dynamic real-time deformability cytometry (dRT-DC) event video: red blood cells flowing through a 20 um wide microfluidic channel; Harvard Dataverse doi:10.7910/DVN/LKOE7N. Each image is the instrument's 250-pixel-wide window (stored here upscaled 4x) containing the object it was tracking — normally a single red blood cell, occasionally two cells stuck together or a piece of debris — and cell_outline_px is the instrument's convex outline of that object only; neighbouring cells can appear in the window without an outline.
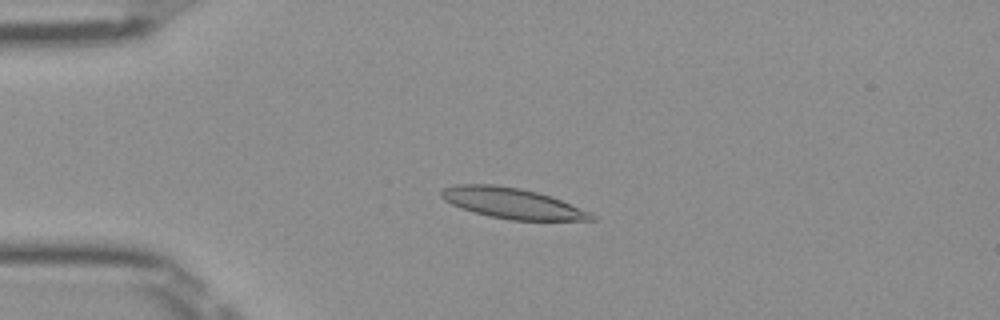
{"species": "Egyptian fruit bat (a non-hibernating species)", "species_latin": "Rousettus aegyptiacus", "temperature_condition": "room temperature", "stored_images_in_passage": 48, "camera_frame_rate_fps": 3000, "um_per_image_px": 0.085, "frame": {"image": 1, "passage_image": 10, "time_ms": 3.0, "image_size_px": [1000, 320], "cell_outline_px": [[596, 220], [512, 220], [488, 216], [460, 208], [444, 200], [440, 196], [440, 192], [444, 188], [456, 184], [496, 184], [520, 188], [552, 196], [592, 212], [596, 216]], "centroid_in_image_um": [43.56, 17.27], "position_along_channel_um": 41.4, "area_um2": 26.93}}
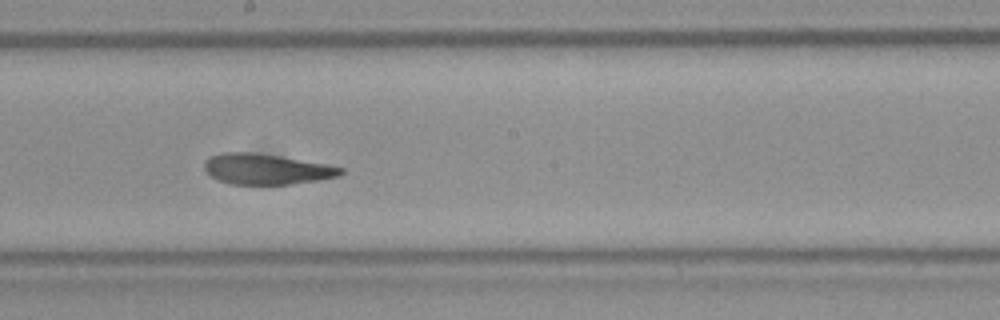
{"frame": {"image": 2, "passage_image": 26, "time_ms": 8.333, "image_size_px": [1000, 320], "cell_outline_px": [[344, 172], [340, 176], [320, 180], [292, 184], [228, 184], [216, 180], [204, 168], [204, 160], [208, 156], [220, 152], [252, 152], [280, 156], [328, 164], [344, 168]], "centroid_in_image_um": [22.64, 14.37], "position_along_channel_um": 225.6, "area_um2": 24.62}}
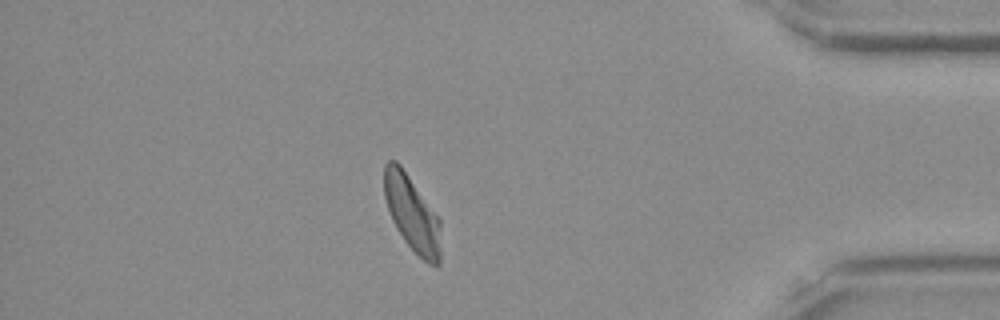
{"frame": {"image": 3, "passage_image": 42, "time_ms": 13.667, "image_size_px": [1000, 320], "cell_outline_px": [[440, 264], [428, 264], [404, 240], [396, 228], [392, 220], [384, 196], [384, 164], [388, 160], [396, 160], [400, 164], [440, 220]], "centroid_in_image_um": [35.0, 18.13], "position_along_channel_um": 400.2, "area_um2": 24.51}, "authors_computed_cell_mechanics": {"area_um2": 25.3164, "velocity_mm_per_s": 3.9774, "shape_relaxation_time_tau1_ms": 6.9516, "shape_relaxation_time_tau2_ms": 2.1954, "deformation_change_tau1": 0.1926, "deformation_change_tau2": 0.1004}}